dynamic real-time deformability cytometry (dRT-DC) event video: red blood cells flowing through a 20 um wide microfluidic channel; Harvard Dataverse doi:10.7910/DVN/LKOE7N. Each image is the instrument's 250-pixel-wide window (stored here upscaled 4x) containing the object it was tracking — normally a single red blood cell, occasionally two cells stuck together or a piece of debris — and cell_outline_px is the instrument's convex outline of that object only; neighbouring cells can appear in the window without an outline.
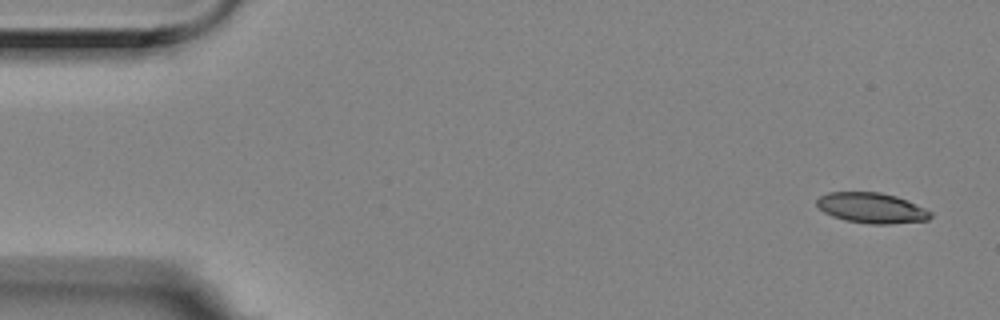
{"species": "Egyptian fruit bat (a non-hibernating species)", "species_latin": "Rousettus aegyptiacus", "temperature_condition": "room temperature", "stored_images_in_passage": 14, "camera_frame_rate_fps": 3000, "um_per_image_px": 0.085, "animal": {"sex": "female"}, "frame": {"image": 1, "passage_image": 1, "time_ms": 0.0, "image_size_px": [1000, 320], "cell_outline_px": [[932, 216], [928, 220], [888, 224], [868, 224], [844, 220], [832, 216], [824, 212], [816, 204], [816, 200], [820, 196], [828, 192], [880, 192], [896, 196], [908, 200], [932, 212]], "centroid_in_image_um": [74.09, 17.67], "position_along_channel_um": 10.9, "area_um2": 20.23}}
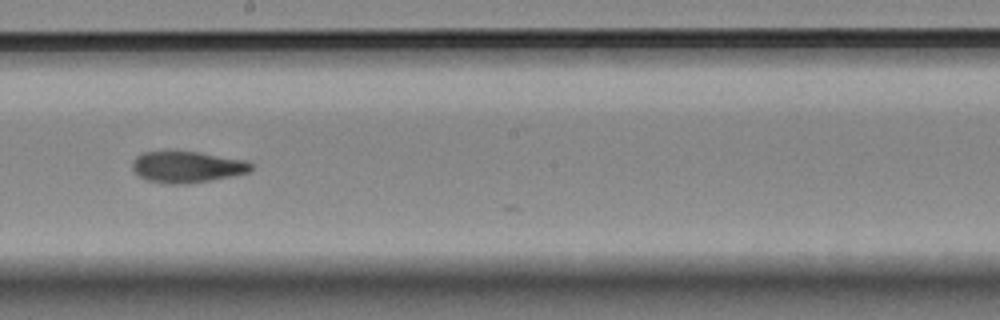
{"frame": {"image": 2, "passage_image": 8, "time_ms": 2.333, "image_size_px": [1000, 320], "cell_outline_px": [[252, 168], [248, 172], [232, 176], [184, 184], [164, 184], [148, 180], [140, 176], [132, 168], [132, 160], [136, 156], [144, 152], [168, 148], [200, 152], [248, 160], [252, 164]], "centroid_in_image_um": [15.86, 14.14], "position_along_channel_um": 232.3, "area_um2": 22.37}}
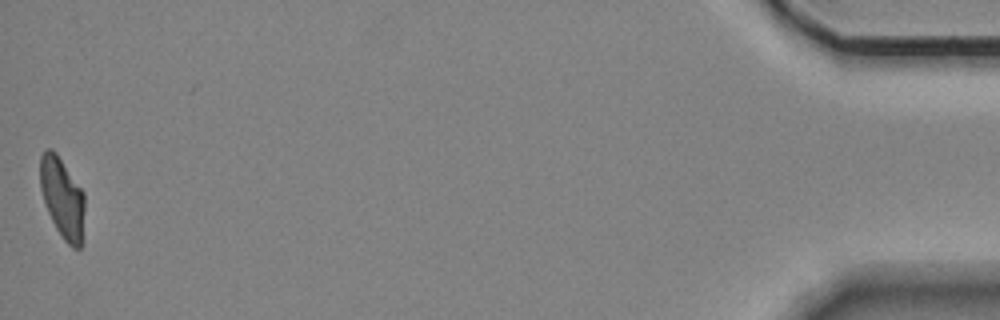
{"frame": {"image": 3, "passage_image": 14, "time_ms": 4.333, "image_size_px": [1000, 320], "cell_outline_px": [[84, 208], [80, 248], [72, 248], [64, 240], [56, 228], [48, 212], [40, 188], [40, 156], [48, 148], [52, 148], [56, 152], [84, 192]], "centroid_in_image_um": [5.29, 16.79], "position_along_channel_um": 429.9, "area_um2": 20.63}}